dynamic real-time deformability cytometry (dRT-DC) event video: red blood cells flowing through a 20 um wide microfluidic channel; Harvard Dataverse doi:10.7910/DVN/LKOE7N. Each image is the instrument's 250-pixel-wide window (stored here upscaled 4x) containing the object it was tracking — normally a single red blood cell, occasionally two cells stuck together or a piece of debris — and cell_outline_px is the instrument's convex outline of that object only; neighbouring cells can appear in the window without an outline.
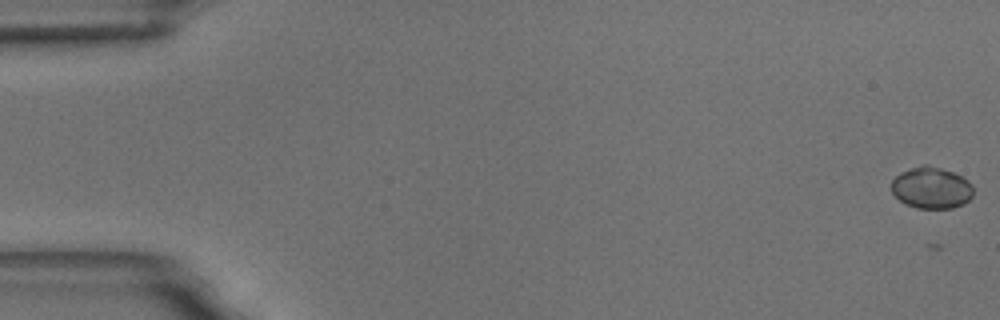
{"species": "common noctule bat (a hibernating species)", "species_latin": "Nyctalus noctula", "temperature_condition": "room temperature", "stored_images_in_passage": 4, "camera_frame_rate_fps": 3000, "um_per_image_px": 0.085, "animal": {"sex": "male", "body_mass_g": 18.8}, "frame": {"image": 1, "passage_image": 1, "time_ms": 0.0, "image_size_px": [1000, 320], "cell_outline_px": [[972, 196], [964, 204], [952, 208], [916, 208], [904, 204], [892, 192], [892, 180], [896, 176], [920, 164], [928, 164], [952, 172], [968, 180], [972, 184]], "centroid_in_image_um": [79.17, 15.97], "position_along_channel_um": 5.8, "area_um2": 19.71}}